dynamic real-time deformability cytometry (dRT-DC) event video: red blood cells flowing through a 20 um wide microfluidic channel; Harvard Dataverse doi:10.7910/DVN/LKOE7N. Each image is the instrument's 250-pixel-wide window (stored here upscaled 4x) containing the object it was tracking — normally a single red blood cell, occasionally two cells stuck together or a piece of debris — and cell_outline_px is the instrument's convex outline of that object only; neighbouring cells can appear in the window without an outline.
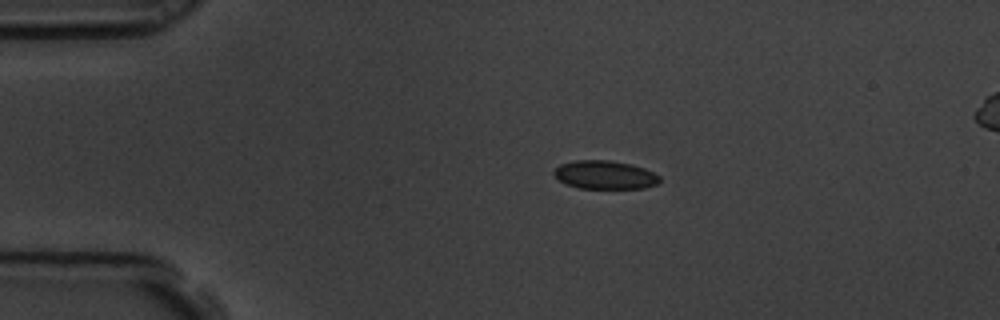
{"species": "common noctule bat (a hibernating species)", "species_latin": "Nyctalus noctula", "temperature_condition": "room temperature", "stored_images_in_passage": 5, "camera_frame_rate_fps": 3000, "um_per_image_px": 0.085, "animal": {"sex": "male", "body_mass_g": 19.5, "forearm_length_mm": 54.6}, "frame": {"image": 1, "passage_image": 3, "time_ms": 0.667, "image_size_px": [1000, 320], "cell_outline_px": [[660, 180], [656, 184], [644, 188], [580, 188], [564, 184], [552, 172], [560, 164], [576, 160], [608, 160], [632, 164], [644, 168], [660, 176]], "centroid_in_image_um": [51.41, 14.86], "position_along_channel_um": 33.6, "area_um2": 17.46}}
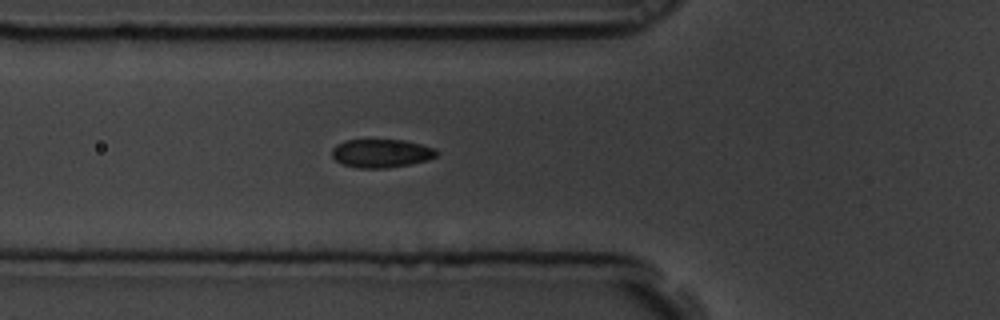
{"frame": {"image": 2, "passage_image": 5, "time_ms": 1.333, "image_size_px": [1000, 320], "cell_outline_px": [[440, 152], [436, 156], [428, 160], [412, 164], [388, 168], [356, 168], [344, 164], [336, 160], [332, 156], [332, 148], [336, 144], [344, 140], [404, 140], [436, 148]], "centroid_in_image_um": [32.43, 13.03], "position_along_channel_um": 93.4, "area_um2": 17.51}}